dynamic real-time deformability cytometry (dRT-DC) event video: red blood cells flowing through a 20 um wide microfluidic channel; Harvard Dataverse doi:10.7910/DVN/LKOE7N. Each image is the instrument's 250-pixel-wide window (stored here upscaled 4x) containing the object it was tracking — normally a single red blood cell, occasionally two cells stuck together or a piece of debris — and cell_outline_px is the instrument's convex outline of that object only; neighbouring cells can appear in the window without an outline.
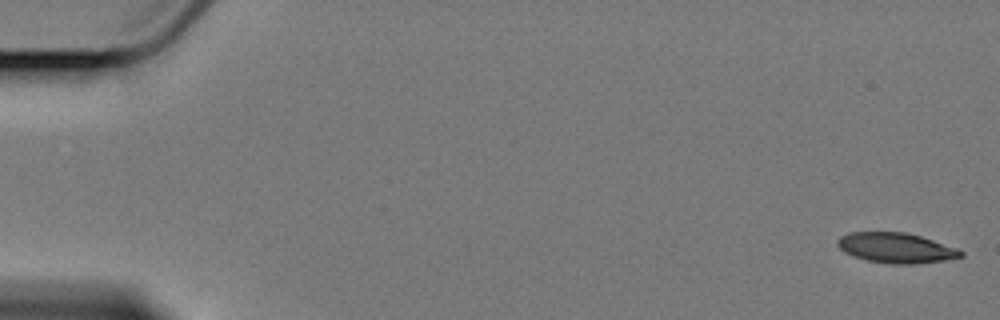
{"species": "Egyptian fruit bat (a non-hibernating species)", "species_latin": "Rousettus aegyptiacus", "temperature_condition": "cold", "stored_images_in_passage": 6, "camera_frame_rate_fps": 3000, "um_per_image_px": 0.085, "animal": {"sex": "female"}, "frame": {"image": 1, "passage_image": 1, "time_ms": 0.0, "image_size_px": [1000, 320], "cell_outline_px": [[964, 256], [944, 260], [912, 264], [892, 264], [868, 260], [844, 252], [836, 244], [836, 240], [840, 236], [848, 232], [904, 232], [920, 236], [960, 248], [964, 252]], "centroid_in_image_um": [76.18, 21.06], "position_along_channel_um": 8.8, "area_um2": 21.68}}